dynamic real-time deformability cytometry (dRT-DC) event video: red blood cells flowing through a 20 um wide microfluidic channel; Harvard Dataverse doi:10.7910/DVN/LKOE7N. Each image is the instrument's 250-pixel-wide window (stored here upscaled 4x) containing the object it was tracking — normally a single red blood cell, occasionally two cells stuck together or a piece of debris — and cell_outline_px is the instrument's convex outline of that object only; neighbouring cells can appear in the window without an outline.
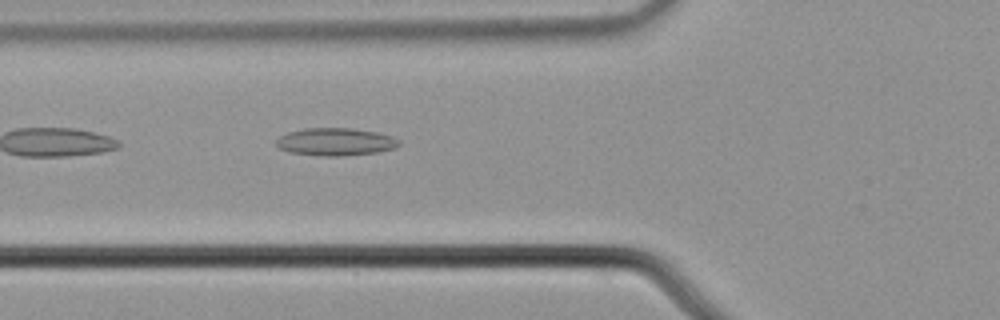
{"species": "common noctule bat (a hibernating species)", "species_latin": "Nyctalus noctula", "temperature_condition": "cold", "stored_images_in_passage": 5, "camera_frame_rate_fps": 3000, "um_per_image_px": 0.085, "animal": {"sex": "male", "body_mass_g": 21.5, "forearm_length_mm": 52.0}, "frame": {"image": 1, "passage_image": 5, "time_ms": 1.333, "image_size_px": [1000, 320], "cell_outline_px": [[400, 144], [396, 148], [376, 152], [340, 156], [324, 156], [288, 152], [280, 148], [276, 144], [276, 140], [280, 136], [288, 132], [304, 128], [352, 128], [380, 132], [392, 136], [400, 140]], "centroid_in_image_um": [28.55, 12.04], "position_along_channel_um": 97.3, "area_um2": 19.88}}